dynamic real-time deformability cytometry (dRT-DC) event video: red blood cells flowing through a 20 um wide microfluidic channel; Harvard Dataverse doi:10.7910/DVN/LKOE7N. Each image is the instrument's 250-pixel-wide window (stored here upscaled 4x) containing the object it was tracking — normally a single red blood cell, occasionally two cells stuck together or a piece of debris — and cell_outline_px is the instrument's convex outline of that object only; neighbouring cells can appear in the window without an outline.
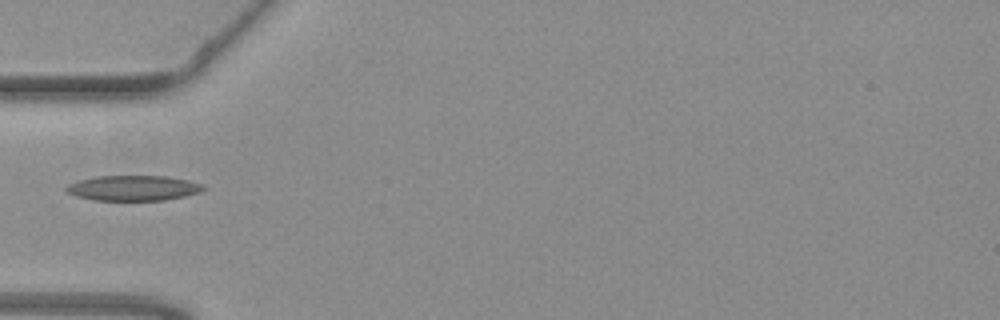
{"species": "common noctule bat (a hibernating species)", "species_latin": "Nyctalus noctula", "temperature_condition": "warm", "stored_images_in_passage": 34, "camera_frame_rate_fps": 3000, "um_per_image_px": 0.085, "animal": {"sex": "female", "body_mass_g": 19.3, "forearm_length_mm": 54.1}, "frame": {"image": 1, "passage_image": 1, "time_ms": 0.0, "image_size_px": [1000, 320], "cell_outline_px": [[204, 188], [200, 192], [184, 196], [164, 200], [92, 200], [76, 196], [68, 192], [64, 188], [68, 184], [80, 180], [96, 176], [168, 176], [200, 184]], "centroid_in_image_um": [11.27, 15.98], "position_along_channel_um": 73.7, "area_um2": 19.88}}
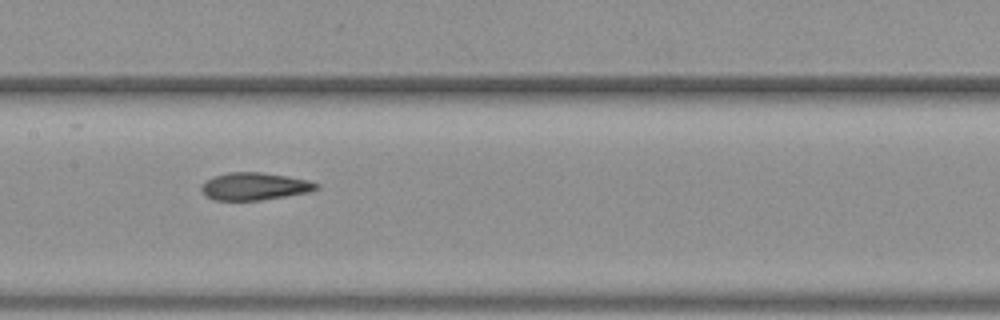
{"frame": {"image": 2, "passage_image": 10, "time_ms": 3.0, "image_size_px": [1000, 320], "cell_outline_px": [[320, 188], [308, 192], [260, 200], [216, 200], [208, 196], [200, 188], [208, 180], [216, 176], [228, 172], [260, 172], [308, 180], [320, 184]], "centroid_in_image_um": [21.68, 15.84], "position_along_channel_um": 185.7, "area_um2": 17.98}}
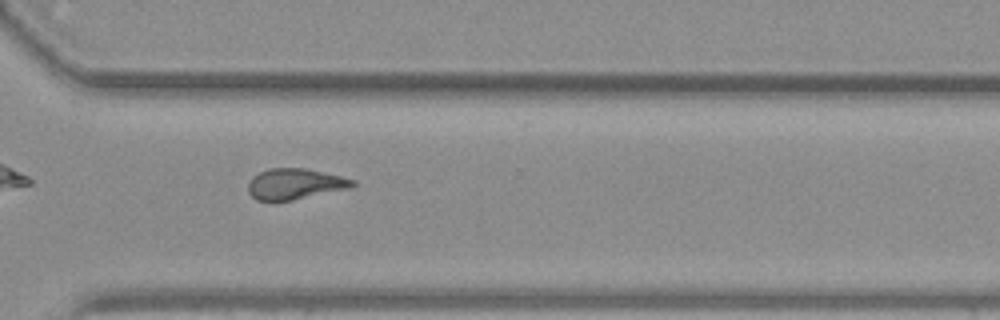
{"frame": {"image": 3, "passage_image": 23, "time_ms": 7.333, "image_size_px": [1000, 320], "cell_outline_px": [[356, 184], [352, 188], [292, 200], [256, 200], [248, 192], [248, 184], [252, 176], [268, 168], [304, 168], [340, 176], [356, 180]], "centroid_in_image_um": [25.08, 15.63], "position_along_channel_um": 345.5, "area_um2": 18.73}}